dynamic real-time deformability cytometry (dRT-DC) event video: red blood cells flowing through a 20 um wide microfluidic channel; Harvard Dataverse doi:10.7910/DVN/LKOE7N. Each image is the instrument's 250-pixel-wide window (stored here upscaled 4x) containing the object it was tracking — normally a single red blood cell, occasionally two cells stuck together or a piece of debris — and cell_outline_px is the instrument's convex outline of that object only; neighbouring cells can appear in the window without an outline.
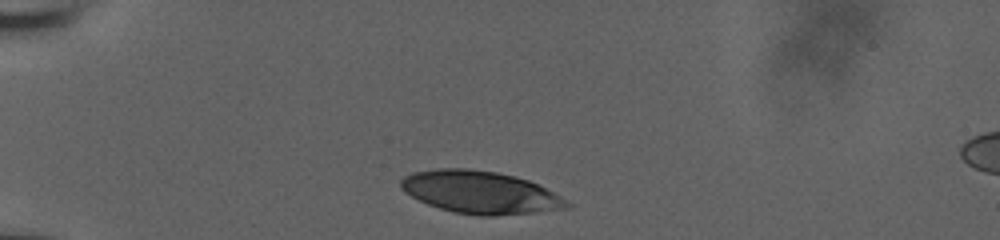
{"species": "human", "species_latin": "Homo sapiens", "temperature_condition": "room temperature", "stored_images_in_passage": 2, "camera_frame_rate_fps": 3000, "um_per_image_px": 0.085, "donor": {"sex": "male"}, "frame": {"image": 1, "passage_image": 1, "time_ms": 0.0, "image_size_px": [1000, 240], "cell_outline_px": [[572, 204], [568, 208], [496, 216], [476, 216], [452, 212], [428, 204], [404, 192], [400, 188], [400, 180], [404, 176], [412, 172], [436, 168], [468, 168], [496, 172], [516, 176], [528, 180], [560, 196]], "centroid_in_image_um": [40.77, 16.34], "position_along_channel_um": 44.2, "area_um2": 41.15}}